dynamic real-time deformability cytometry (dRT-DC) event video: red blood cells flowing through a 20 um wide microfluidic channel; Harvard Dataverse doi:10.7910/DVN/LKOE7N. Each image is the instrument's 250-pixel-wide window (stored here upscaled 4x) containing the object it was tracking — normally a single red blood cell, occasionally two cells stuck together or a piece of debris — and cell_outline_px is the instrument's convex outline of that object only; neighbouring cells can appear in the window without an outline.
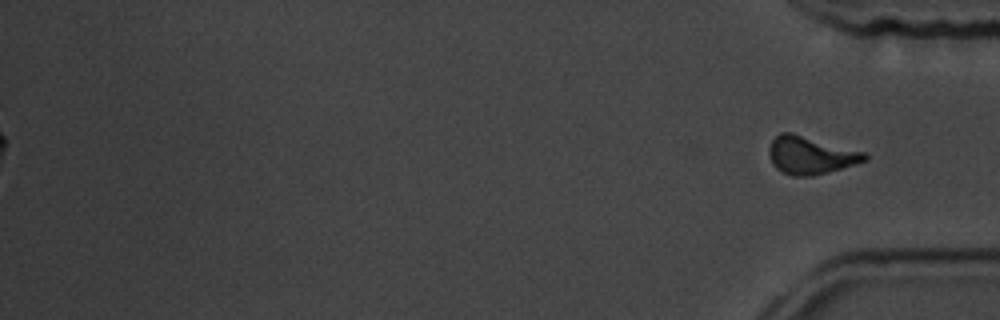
{"species": "common noctule bat (a hibernating species)", "species_latin": "Nyctalus noctula", "temperature_condition": "room temperature", "stored_images_in_passage": 55, "segment_of_instrument_passage": [2, 2], "camera_frame_rate_fps": 3000, "um_per_image_px": 0.085, "animal": {"sex": "male", "body_mass_g": 19.5, "forearm_length_mm": 54.6}, "frame": {"image": 1, "passage_image": 55, "time_ms": 18.0, "image_size_px": [1000, 320], "cell_outline_px": [[868, 160], [856, 164], [828, 172], [812, 176], [792, 176], [776, 168], [772, 164], [768, 152], [768, 148], [772, 140], [780, 132], [792, 132], [864, 152], [868, 156]], "centroid_in_image_um": [68.88, 13.19], "position_along_channel_um": 366.3, "area_um2": 21.04}}